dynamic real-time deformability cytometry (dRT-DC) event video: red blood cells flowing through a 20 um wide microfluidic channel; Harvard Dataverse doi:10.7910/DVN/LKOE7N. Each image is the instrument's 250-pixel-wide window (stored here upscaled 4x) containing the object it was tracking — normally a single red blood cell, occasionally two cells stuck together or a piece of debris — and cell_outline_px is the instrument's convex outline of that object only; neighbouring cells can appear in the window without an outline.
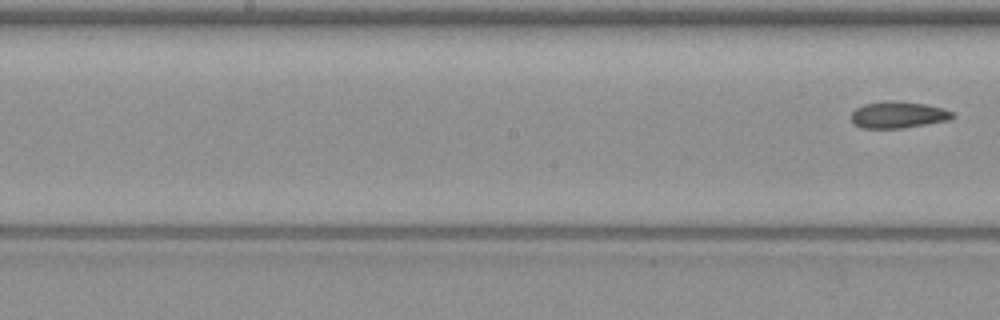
{"species": "common noctule bat (a hibernating species)", "species_latin": "Nyctalus noctula", "temperature_condition": "warm", "stored_images_in_passage": 9, "camera_frame_rate_fps": 3000, "um_per_image_px": 0.085, "animal": {"sex": "female", "body_mass_g": 19.3, "forearm_length_mm": 54.1}, "frame": {"image": 1, "passage_image": 9, "time_ms": 10.333, "image_size_px": [1000, 320], "cell_outline_px": [[956, 116], [952, 120], [904, 128], [860, 128], [852, 124], [852, 112], [856, 108], [864, 104], [928, 104], [944, 108], [956, 112]], "centroid_in_image_um": [76.44, 9.82], "position_along_channel_um": 171.8, "area_um2": 15.2}}